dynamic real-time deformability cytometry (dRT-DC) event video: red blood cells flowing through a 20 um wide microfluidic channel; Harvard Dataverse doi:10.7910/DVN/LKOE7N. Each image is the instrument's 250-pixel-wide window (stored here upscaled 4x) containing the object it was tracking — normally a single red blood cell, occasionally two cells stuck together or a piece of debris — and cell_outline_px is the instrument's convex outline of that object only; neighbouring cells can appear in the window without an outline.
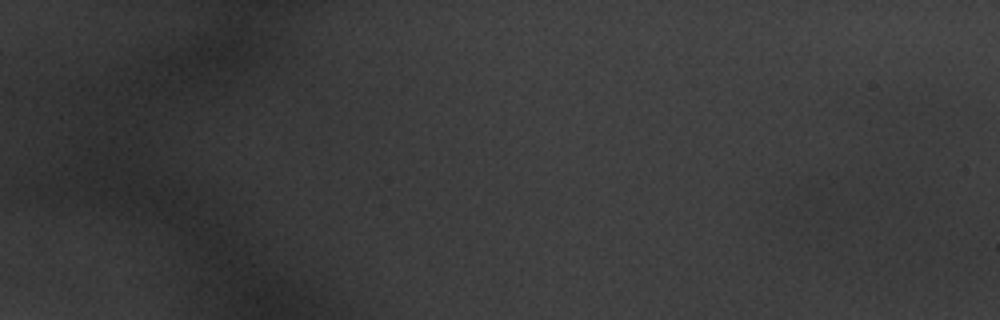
{"species": "common noctule bat (a hibernating species)", "species_latin": "Nyctalus noctula", "temperature_condition": "warm", "stored_images_in_passage": 1, "camera_frame_rate_fps": 3000, "um_per_image_px": 0.085, "animal": {"sex": "male", "body_mass_g": 20.1, "forearm_length_mm": 53.5}, "frame": {"image": 1, "passage_image": 1, "time_ms": 0.0, "image_size_px": [1000, 320], "cell_outline_px": [[144, 176], [92, 180], [88, 172], [92, 140], [112, 140], [132, 152], [144, 168]], "centroid_in_image_um": [9.58, 13.73], "position_along_channel_um": 75.4, "area_um2": 12.25}}